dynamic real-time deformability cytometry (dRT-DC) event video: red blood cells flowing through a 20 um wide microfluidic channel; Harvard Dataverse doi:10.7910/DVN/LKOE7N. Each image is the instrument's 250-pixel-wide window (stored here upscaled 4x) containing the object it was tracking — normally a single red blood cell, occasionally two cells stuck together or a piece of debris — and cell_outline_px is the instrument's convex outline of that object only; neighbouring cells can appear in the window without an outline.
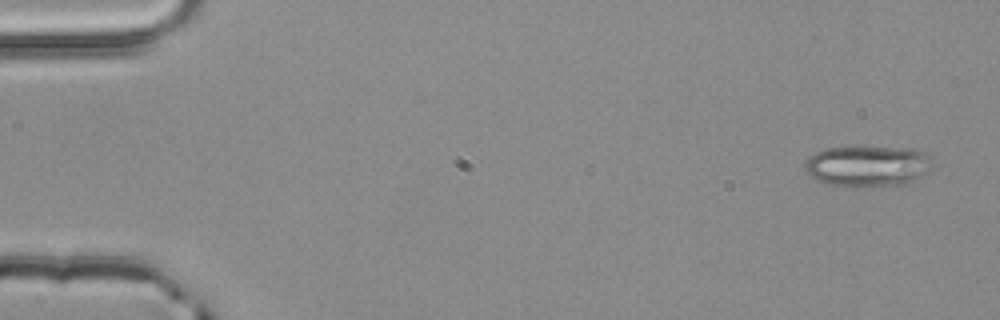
{"species": "common noctule bat (a hibernating species)", "species_latin": "Nyctalus noctula", "temperature_condition": "room temperature", "stored_images_in_passage": 4, "camera_frame_rate_fps": 3000, "um_per_image_px": 0.085, "animal": {"sex": "male", "body_mass_g": 20.4}, "frame": {"image": 1, "passage_image": 1, "time_ms": 0.0, "image_size_px": [1000, 320], "cell_outline_px": [[936, 164], [920, 176], [896, 188], [848, 188], [824, 184], [812, 180], [808, 176], [804, 168], [804, 164], [816, 152], [828, 148], [916, 148], [924, 152]], "centroid_in_image_um": [73.74, 14.19], "position_along_channel_um": 11.3, "area_um2": 31.39}}